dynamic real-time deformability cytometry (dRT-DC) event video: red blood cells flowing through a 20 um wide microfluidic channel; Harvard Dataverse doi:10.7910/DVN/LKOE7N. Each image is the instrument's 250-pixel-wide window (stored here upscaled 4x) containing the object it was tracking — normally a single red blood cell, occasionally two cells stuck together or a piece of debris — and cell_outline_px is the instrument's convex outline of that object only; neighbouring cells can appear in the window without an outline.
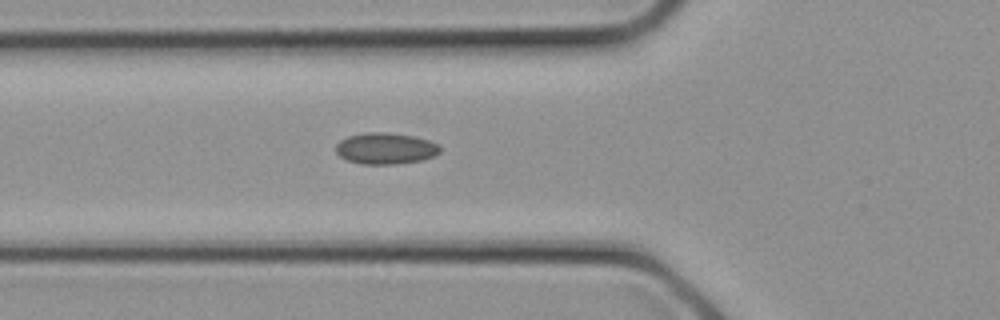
{"species": "common noctule bat (a hibernating species)", "species_latin": "Nyctalus noctula", "temperature_condition": "cold", "stored_images_in_passage": 21, "camera_frame_rate_fps": 3000, "um_per_image_px": 0.085, "animal": {"sex": "female", "body_mass_g": 21.9}, "frame": {"image": 1, "passage_image": 4, "time_ms": 1.0, "image_size_px": [1000, 320], "cell_outline_px": [[440, 152], [432, 156], [420, 160], [396, 164], [364, 164], [348, 160], [340, 156], [336, 152], [336, 144], [340, 140], [348, 136], [364, 132], [384, 132], [412, 136], [428, 140], [440, 144]], "centroid_in_image_um": [32.76, 12.61], "position_along_channel_um": 93.0, "area_um2": 18.9}}
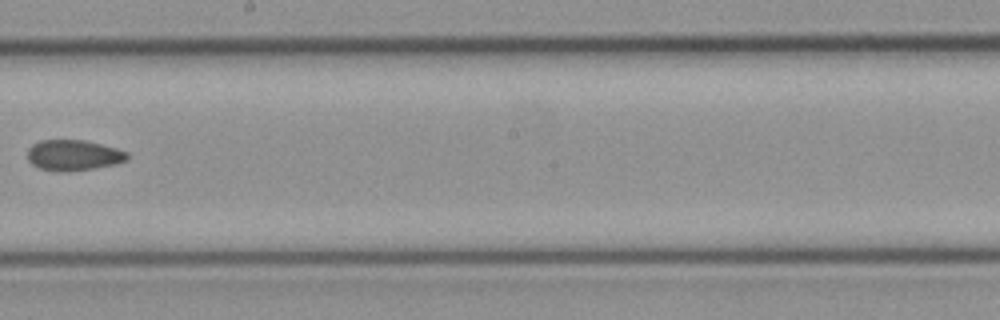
{"frame": {"image": 2, "passage_image": 10, "time_ms": 3.0, "image_size_px": [1000, 320], "cell_outline_px": [[128, 160], [116, 164], [96, 168], [68, 172], [60, 172], [40, 168], [32, 164], [28, 160], [28, 148], [32, 144], [40, 140], [84, 140], [116, 148], [128, 152]], "centroid_in_image_um": [6.25, 13.2], "position_along_channel_um": 241.9, "area_um2": 17.98}}
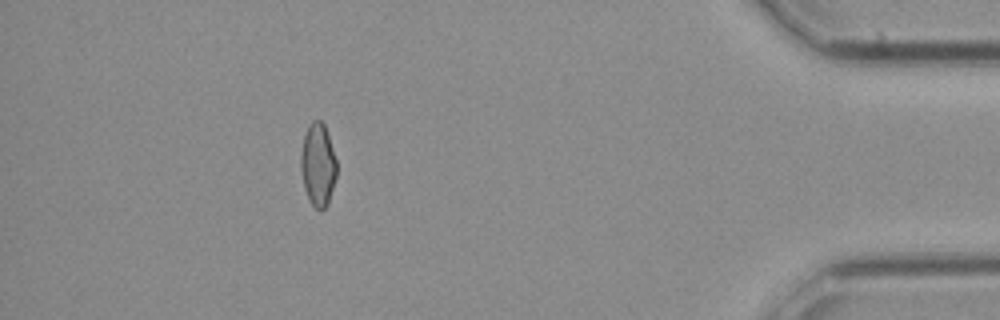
{"frame": {"image": 3, "passage_image": 19, "time_ms": 6.0, "image_size_px": [1000, 320], "cell_outline_px": [[336, 176], [328, 204], [320, 212], [312, 204], [304, 188], [300, 168], [300, 156], [304, 136], [308, 124], [312, 120], [320, 120], [324, 124], [336, 160]], "centroid_in_image_um": [27.01, 14.0], "position_along_channel_um": 408.2, "area_um2": 17.22}}